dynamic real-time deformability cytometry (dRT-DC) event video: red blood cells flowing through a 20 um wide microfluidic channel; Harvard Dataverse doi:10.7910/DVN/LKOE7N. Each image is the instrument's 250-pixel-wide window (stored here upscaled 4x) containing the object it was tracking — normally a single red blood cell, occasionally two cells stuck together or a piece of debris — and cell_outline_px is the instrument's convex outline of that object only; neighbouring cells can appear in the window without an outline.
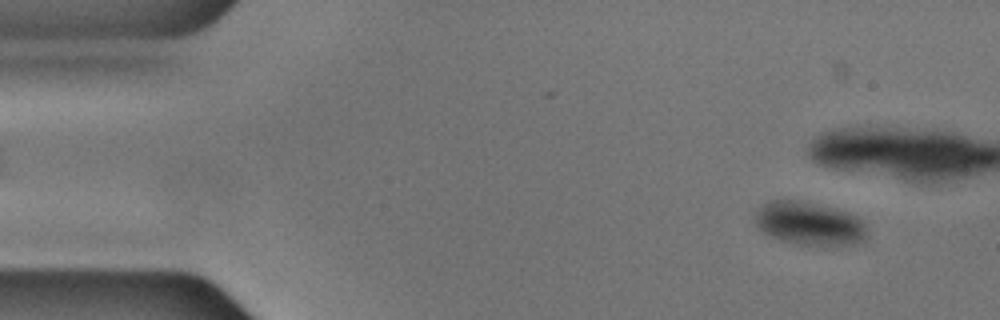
{"species": "common noctule bat (a hibernating species)", "species_latin": "Nyctalus noctula", "temperature_condition": "cold", "stored_images_in_passage": 13, "camera_frame_rate_fps": 3000, "um_per_image_px": 0.085, "animal": {"sex": "male", "body_mass_g": 17.9, "forearm_length_mm": 54.2}, "frame": {"image": 1, "passage_image": 4, "time_ms": 1.0, "image_size_px": [1000, 320], "cell_outline_px": [[868, 236], [864, 240], [848, 244], [800, 244], [780, 240], [764, 232], [756, 224], [756, 212], [764, 204], [772, 200], [796, 200], [848, 212], [856, 216], [864, 224]], "centroid_in_image_um": [68.79, 18.99], "position_along_channel_um": 16.2, "area_um2": 27.4}}